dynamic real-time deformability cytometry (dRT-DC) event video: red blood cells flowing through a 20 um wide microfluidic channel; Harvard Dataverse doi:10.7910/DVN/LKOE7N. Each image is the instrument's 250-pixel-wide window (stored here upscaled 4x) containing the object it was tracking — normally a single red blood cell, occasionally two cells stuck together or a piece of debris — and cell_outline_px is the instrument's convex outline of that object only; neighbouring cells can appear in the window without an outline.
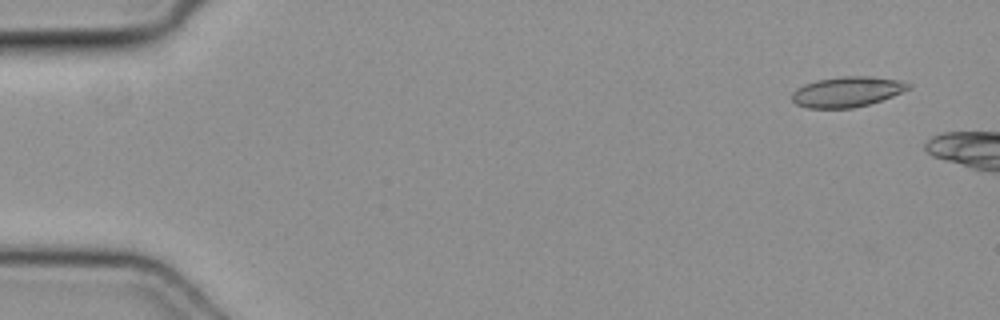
{"species": "common noctule bat (a hibernating species)", "species_latin": "Nyctalus noctula", "temperature_condition": "cold", "stored_images_in_passage": 8, "camera_frame_rate_fps": 3000, "um_per_image_px": 0.085, "animal": {"sex": "female", "body_mass_g": 19.3, "forearm_length_mm": 54.1}, "frame": {"image": 1, "passage_image": 3, "time_ms": 0.667, "image_size_px": [1000, 320], "cell_outline_px": [[912, 88], [892, 96], [868, 104], [852, 108], [808, 108], [796, 104], [792, 100], [792, 92], [796, 88], [804, 84], [816, 80], [840, 76], [872, 76], [896, 80], [912, 84]], "centroid_in_image_um": [71.98, 7.79], "position_along_channel_um": 13.0, "area_um2": 20.58}}